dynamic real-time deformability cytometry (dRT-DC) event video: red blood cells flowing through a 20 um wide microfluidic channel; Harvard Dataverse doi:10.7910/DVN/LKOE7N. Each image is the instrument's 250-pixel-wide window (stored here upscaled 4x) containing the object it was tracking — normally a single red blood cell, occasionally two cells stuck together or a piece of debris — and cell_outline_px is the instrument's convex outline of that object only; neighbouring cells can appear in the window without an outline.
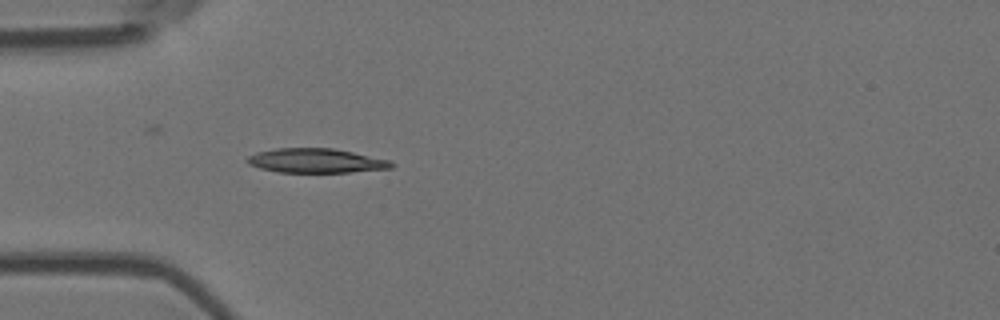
{"species": "Egyptian fruit bat (a non-hibernating species)", "species_latin": "Rousettus aegyptiacus", "temperature_condition": "room temperature", "stored_images_in_passage": 5, "camera_frame_rate_fps": 3000, "um_per_image_px": 0.085, "animal": {"sex": "female"}, "frame": {"image": 1, "passage_image": 5, "time_ms": 1.333, "image_size_px": [1000, 320], "cell_outline_px": [[396, 164], [392, 168], [348, 172], [280, 172], [260, 168], [248, 164], [244, 160], [248, 156], [256, 152], [276, 148], [332, 148], [392, 160]], "centroid_in_image_um": [26.86, 13.65], "position_along_channel_um": 58.1, "area_um2": 20.52}}